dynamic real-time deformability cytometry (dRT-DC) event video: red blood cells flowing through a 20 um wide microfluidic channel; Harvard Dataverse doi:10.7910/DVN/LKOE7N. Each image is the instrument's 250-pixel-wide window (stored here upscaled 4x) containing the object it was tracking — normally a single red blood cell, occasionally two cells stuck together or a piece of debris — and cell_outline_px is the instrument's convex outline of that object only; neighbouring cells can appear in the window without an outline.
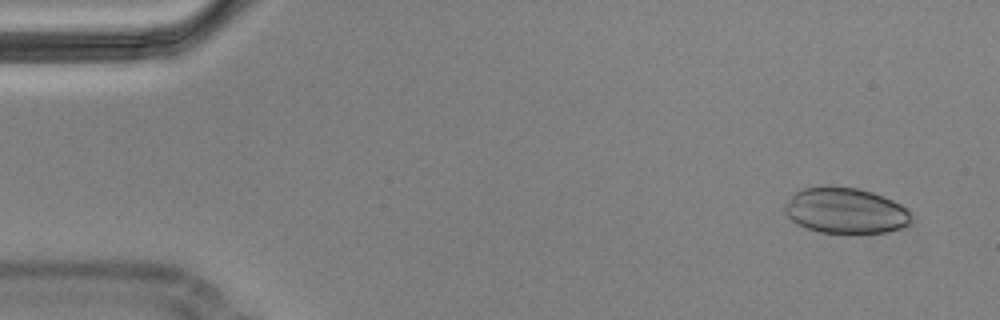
{"species": "Egyptian fruit bat (a non-hibernating species)", "species_latin": "Rousettus aegyptiacus", "temperature_condition": "cold", "stored_images_in_passage": 7, "camera_frame_rate_fps": 3000, "um_per_image_px": 0.085, "animal": {"sex": "male"}, "frame": {"image": 1, "passage_image": 1, "time_ms": 0.0, "image_size_px": [1000, 320], "cell_outline_px": [[908, 224], [900, 228], [888, 232], [852, 236], [820, 232], [796, 224], [784, 212], [784, 208], [792, 196], [796, 192], [804, 188], [828, 184], [856, 188], [872, 192], [884, 196], [908, 208]], "centroid_in_image_um": [71.86, 17.93], "position_along_channel_um": 13.1, "area_um2": 34.45}}